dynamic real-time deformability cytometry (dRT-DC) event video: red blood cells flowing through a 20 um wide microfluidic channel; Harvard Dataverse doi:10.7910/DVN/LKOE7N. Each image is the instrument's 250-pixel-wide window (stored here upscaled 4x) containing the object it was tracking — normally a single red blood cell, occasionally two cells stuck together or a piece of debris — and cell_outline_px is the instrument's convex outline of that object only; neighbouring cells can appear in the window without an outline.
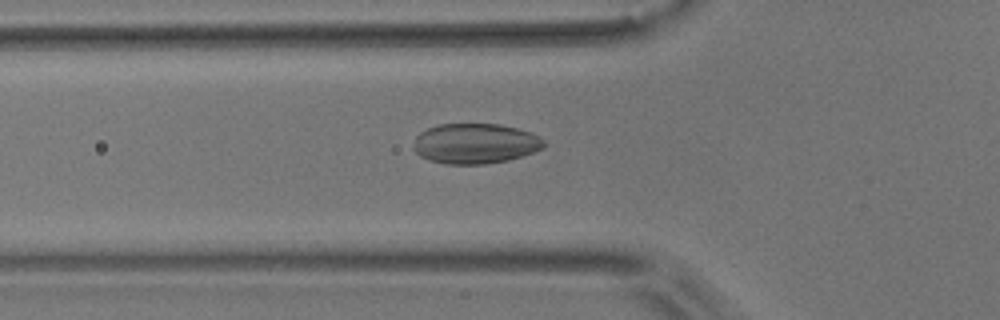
{"species": "common noctule bat (a hibernating species)", "species_latin": "Nyctalus noctula", "temperature_condition": "room temperature", "stored_images_in_passage": 41, "camera_frame_rate_fps": 3000, "um_per_image_px": 0.085, "animal": {"sex": "male", "body_mass_g": 17.9}, "frame": {"image": 1, "passage_image": 19, "time_ms": 6.0, "image_size_px": [1000, 320], "cell_outline_px": [[544, 148], [508, 160], [484, 164], [444, 164], [428, 160], [420, 156], [412, 148], [416, 136], [420, 132], [428, 128], [440, 124], [500, 124], [516, 128], [540, 136], [544, 140]], "centroid_in_image_um": [40.36, 12.2], "position_along_channel_um": 85.4, "area_um2": 30.58}}
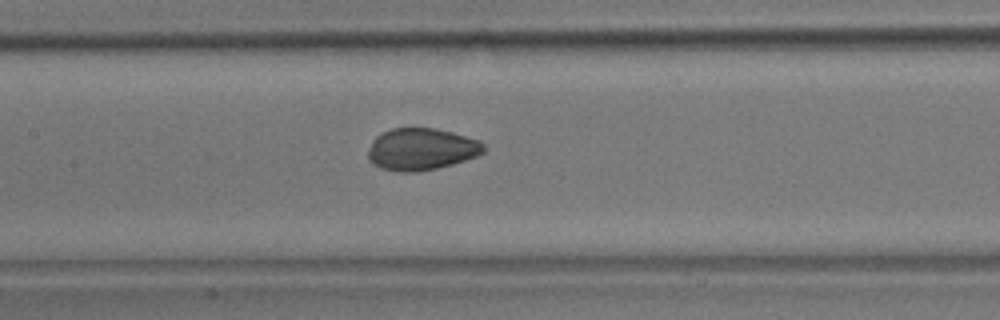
{"frame": {"image": 2, "passage_image": 26, "time_ms": 8.333, "image_size_px": [1000, 320], "cell_outline_px": [[484, 152], [476, 156], [452, 164], [420, 172], [396, 172], [380, 168], [372, 164], [368, 160], [368, 148], [372, 140], [380, 132], [392, 128], [436, 128], [452, 132], [480, 140], [484, 144]], "centroid_in_image_um": [35.77, 12.68], "position_along_channel_um": 171.6, "area_um2": 28.61}}
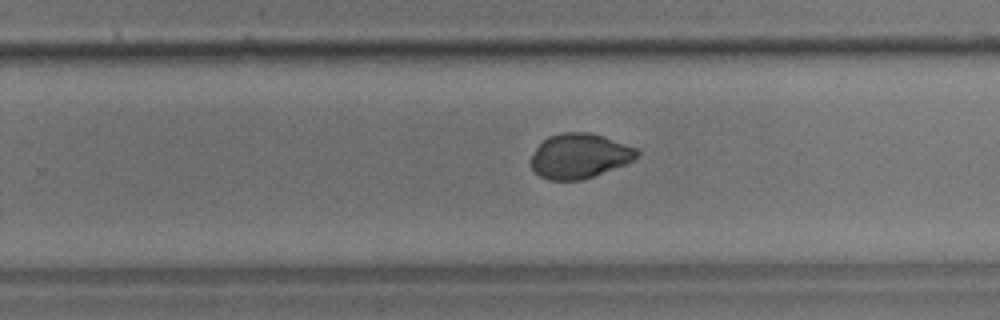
{"frame": {"image": 3, "passage_image": 35, "time_ms": 11.333, "image_size_px": [1000, 320], "cell_outline_px": [[640, 156], [628, 164], [580, 180], [548, 180], [532, 172], [528, 164], [528, 160], [536, 148], [548, 136], [560, 132], [588, 132], [604, 136], [636, 148], [640, 152]], "centroid_in_image_um": [49.23, 13.26], "position_along_channel_um": 280.6, "area_um2": 28.15}}